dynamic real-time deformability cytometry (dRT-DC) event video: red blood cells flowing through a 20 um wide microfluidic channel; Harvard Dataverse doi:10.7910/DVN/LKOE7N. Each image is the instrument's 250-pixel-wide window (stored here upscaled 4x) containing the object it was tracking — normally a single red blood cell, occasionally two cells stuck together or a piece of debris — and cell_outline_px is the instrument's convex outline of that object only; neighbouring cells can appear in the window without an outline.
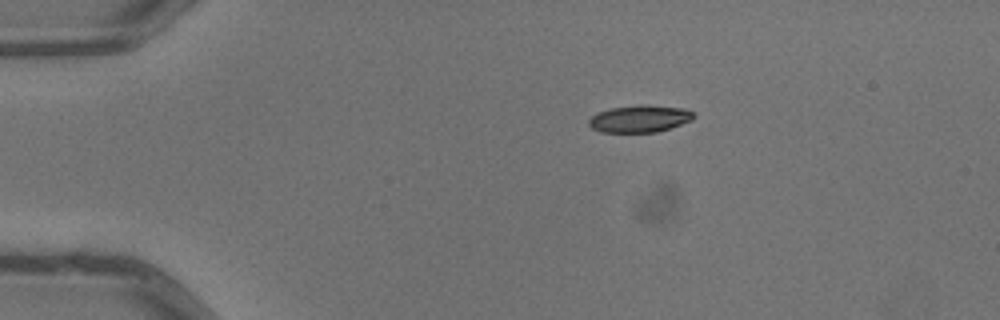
{"species": "common noctule bat (a hibernating species)", "species_latin": "Nyctalus noctula", "temperature_condition": "warm", "stored_images_in_passage": 5, "camera_frame_rate_fps": 3000, "um_per_image_px": 0.085, "animal": {"sex": "male", "body_mass_g": 13.3}, "frame": {"image": 1, "passage_image": 1, "time_ms": 0.0, "image_size_px": [1000, 320], "cell_outline_px": [[696, 116], [692, 120], [656, 132], [600, 132], [592, 128], [588, 124], [588, 120], [592, 116], [600, 112], [612, 108], [640, 104], [648, 104], [684, 108], [692, 112]], "centroid_in_image_um": [54.38, 10.08], "position_along_channel_um": 30.6, "area_um2": 16.53}}
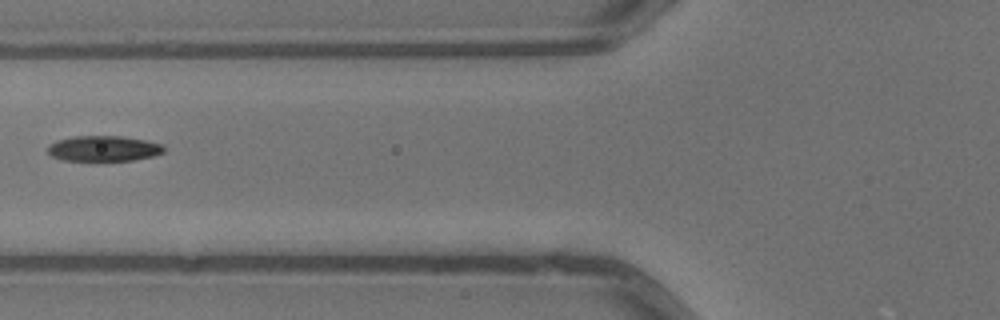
{"frame": {"image": 2, "passage_image": 4, "time_ms": 1.0, "image_size_px": [1000, 320], "cell_outline_px": [[164, 152], [152, 156], [132, 160], [64, 160], [52, 156], [48, 152], [48, 144], [56, 140], [72, 136], [120, 136], [144, 140], [164, 144]], "centroid_in_image_um": [8.79, 12.61], "position_along_channel_um": 117.0, "area_um2": 17.17}}
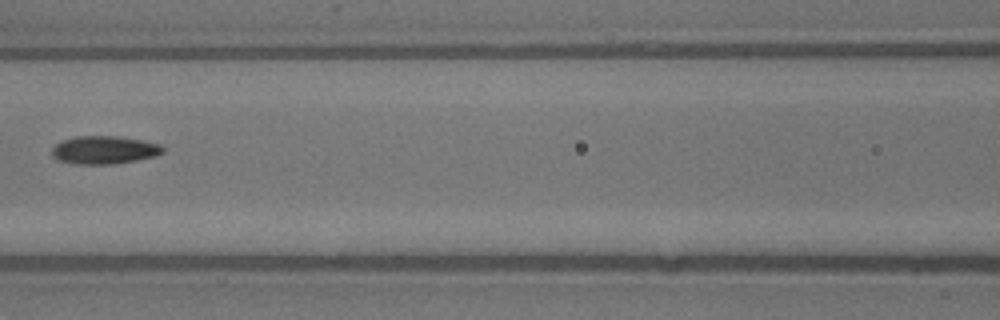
{"frame": {"image": 3, "passage_image": 5, "time_ms": 1.333, "image_size_px": [1000, 320], "cell_outline_px": [[164, 152], [156, 156], [136, 160], [112, 164], [76, 164], [56, 160], [52, 156], [52, 148], [56, 144], [64, 140], [76, 136], [116, 136], [140, 140], [160, 144], [164, 148]], "centroid_in_image_um": [8.85, 12.75], "position_along_channel_um": 157.8, "area_um2": 18.09}}